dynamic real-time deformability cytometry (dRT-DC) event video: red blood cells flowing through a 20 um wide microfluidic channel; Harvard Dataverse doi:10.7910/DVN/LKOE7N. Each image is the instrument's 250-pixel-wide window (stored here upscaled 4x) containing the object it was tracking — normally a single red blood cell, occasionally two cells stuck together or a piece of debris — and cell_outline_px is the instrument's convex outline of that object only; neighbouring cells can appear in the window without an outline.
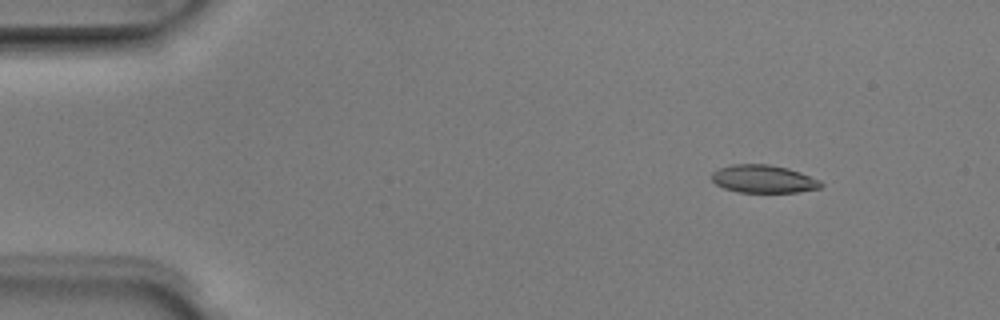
{"species": "Egyptian fruit bat (a non-hibernating species)", "species_latin": "Rousettus aegyptiacus", "temperature_condition": "room temperature", "stored_images_in_passage": 6, "camera_frame_rate_fps": 3000, "um_per_image_px": 0.085, "animal": {"sex": "male"}, "frame": {"image": 1, "passage_image": 2, "time_ms": 0.333, "image_size_px": [1000, 320], "cell_outline_px": [[824, 184], [820, 188], [796, 192], [740, 192], [724, 188], [716, 184], [712, 180], [712, 172], [716, 168], [732, 164], [768, 164], [788, 168], [800, 172], [820, 180]], "centroid_in_image_um": [64.88, 15.2], "position_along_channel_um": 20.1, "area_um2": 17.8}}
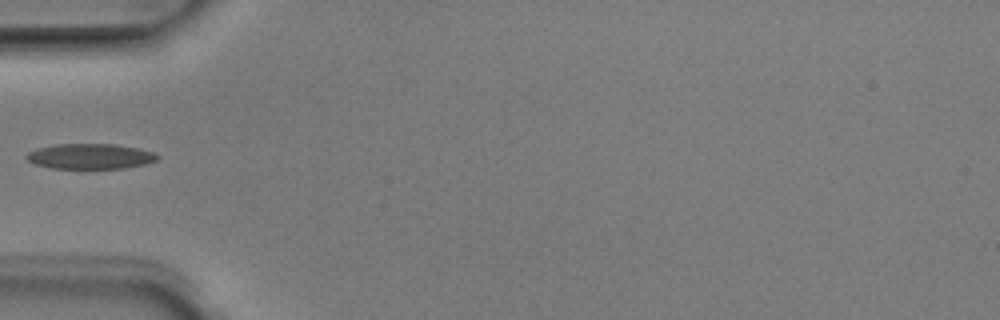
{"frame": {"image": 2, "passage_image": 5, "time_ms": 1.333, "image_size_px": [1000, 320], "cell_outline_px": [[160, 156], [156, 160], [144, 164], [124, 168], [52, 168], [36, 164], [28, 160], [24, 156], [28, 152], [36, 148], [56, 144], [112, 144], [140, 148], [156, 152]], "centroid_in_image_um": [7.68, 13.27], "position_along_channel_um": 77.3, "area_um2": 19.31}}
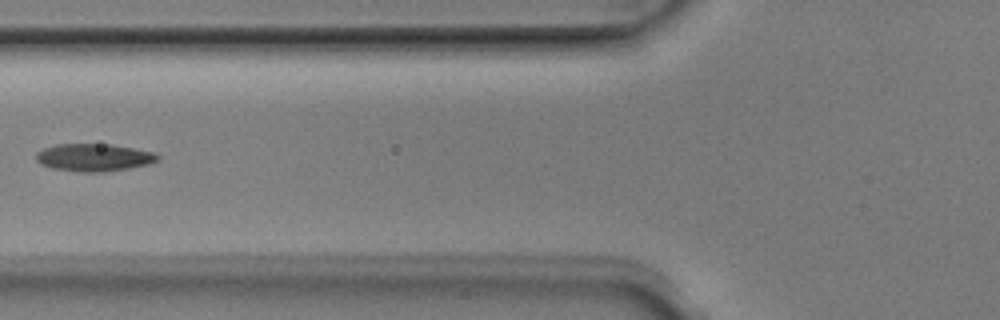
{"frame": {"image": 3, "passage_image": 6, "time_ms": 1.667, "image_size_px": [1000, 320], "cell_outline_px": [[160, 160], [148, 164], [128, 168], [100, 172], [80, 172], [52, 168], [40, 164], [36, 160], [36, 152], [44, 148], [56, 144], [112, 144], [152, 152], [160, 156]], "centroid_in_image_um": [7.96, 13.38], "position_along_channel_um": 117.8, "area_um2": 19.48}}